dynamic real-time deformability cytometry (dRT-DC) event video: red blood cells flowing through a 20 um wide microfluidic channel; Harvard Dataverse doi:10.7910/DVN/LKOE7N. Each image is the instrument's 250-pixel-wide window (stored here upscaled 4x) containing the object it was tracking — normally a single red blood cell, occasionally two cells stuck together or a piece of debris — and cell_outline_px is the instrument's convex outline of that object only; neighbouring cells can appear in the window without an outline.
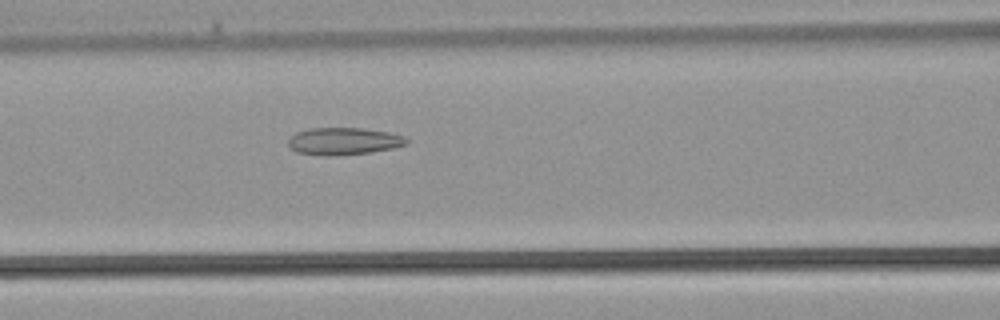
{"species": "common noctule bat (a hibernating species)", "species_latin": "Nyctalus noctula", "temperature_condition": "warm", "stored_images_in_passage": 25, "camera_frame_rate_fps": 3000, "um_per_image_px": 0.085, "animal": {"sex": "male", "body_mass_g": 21.5, "forearm_length_mm": 52.0}, "frame": {"image": 1, "passage_image": 7, "time_ms": 2.0, "image_size_px": [1000, 320], "cell_outline_px": [[408, 144], [392, 148], [368, 152], [332, 156], [320, 156], [296, 152], [288, 148], [288, 140], [296, 132], [308, 128], [360, 128], [388, 132], [404, 136], [408, 140]], "centroid_in_image_um": [29.16, 12.0], "position_along_channel_um": 137.4, "area_um2": 18.84}}
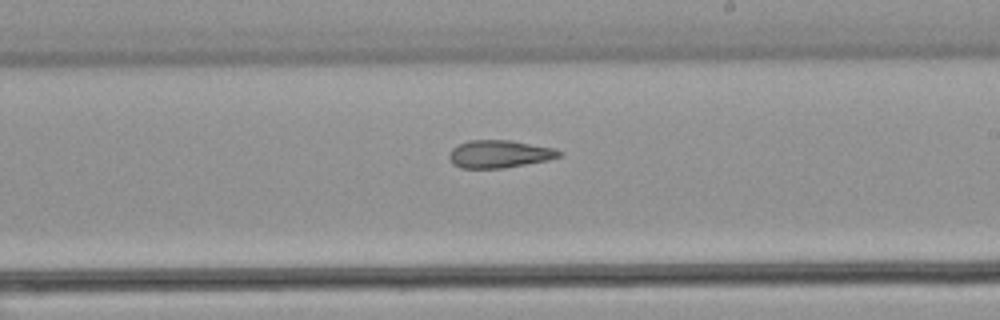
{"frame": {"image": 2, "passage_image": 13, "time_ms": 4.0, "image_size_px": [1000, 320], "cell_outline_px": [[564, 152], [560, 156], [548, 160], [504, 168], [460, 168], [452, 164], [448, 156], [452, 148], [468, 140], [512, 140], [556, 148]], "centroid_in_image_um": [42.47, 13.08], "position_along_channel_um": 246.5, "area_um2": 17.92}}
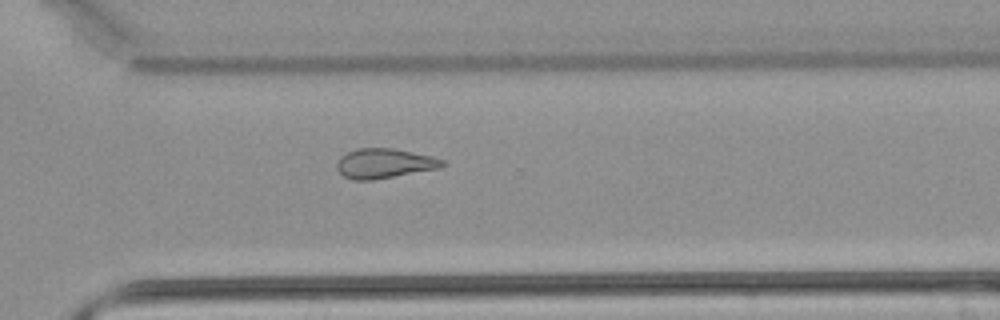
{"frame": {"image": 3, "passage_image": 18, "time_ms": 5.667, "image_size_px": [1000, 320], "cell_outline_px": [[444, 164], [436, 168], [372, 180], [352, 180], [344, 176], [336, 168], [336, 164], [340, 156], [356, 148], [392, 148], [432, 156], [444, 160]], "centroid_in_image_um": [32.6, 13.88], "position_along_channel_um": 338.0, "area_um2": 17.98}}